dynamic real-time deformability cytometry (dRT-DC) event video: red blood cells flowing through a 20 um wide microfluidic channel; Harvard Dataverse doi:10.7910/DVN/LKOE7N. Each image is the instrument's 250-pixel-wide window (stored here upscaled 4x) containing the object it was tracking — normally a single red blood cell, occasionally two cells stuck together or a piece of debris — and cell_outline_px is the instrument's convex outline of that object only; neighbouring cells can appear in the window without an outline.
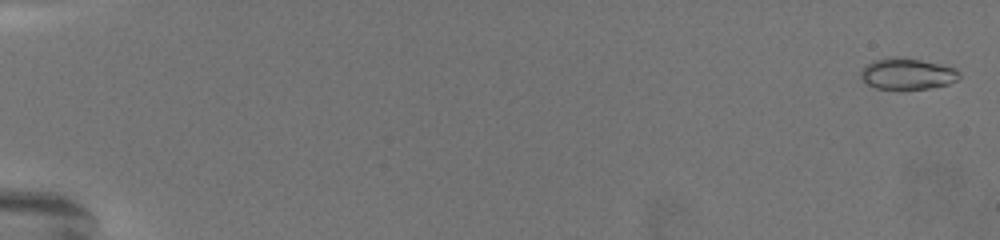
{"species": "common noctule bat (a hibernating species)", "species_latin": "Nyctalus noctula", "temperature_condition": "warm", "stored_images_in_passage": 73, "camera_frame_rate_fps": 3000, "um_per_image_px": 0.085, "animal": {"sex": "female", "body_mass_g": 19.5, "forearm_length_mm": 54.1}, "frame": {"image": 1, "passage_image": 2, "time_ms": 0.333, "image_size_px": [1000, 240], "cell_outline_px": [[960, 76], [956, 80], [948, 84], [928, 88], [900, 92], [876, 88], [868, 84], [860, 76], [860, 72], [868, 64], [876, 60], [888, 56], [900, 56], [940, 64], [956, 68], [960, 72]], "centroid_in_image_um": [77.12, 6.3], "position_along_channel_um": 7.9, "area_um2": 18.44}}
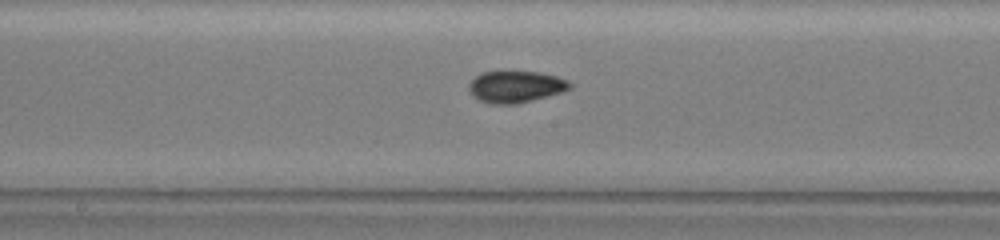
{"frame": {"image": 2, "passage_image": 42, "time_ms": 13.667, "image_size_px": [1000, 240], "cell_outline_px": [[572, 88], [548, 96], [516, 104], [488, 104], [472, 96], [468, 92], [468, 84], [480, 72], [540, 72], [556, 76], [568, 80], [572, 84]], "centroid_in_image_um": [43.81, 7.38], "position_along_channel_um": 204.4, "area_um2": 18.73}}
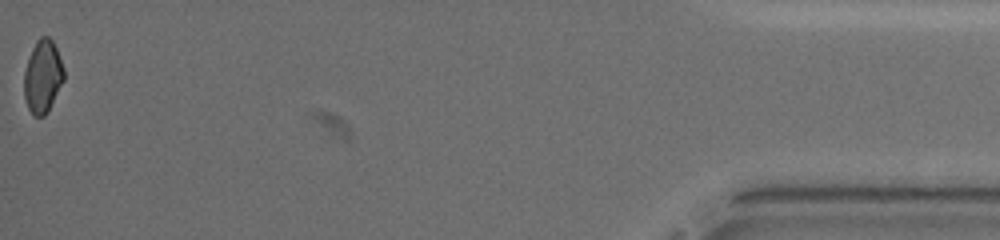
{"frame": {"image": 3, "passage_image": 73, "time_ms": 24.0, "image_size_px": [1000, 240], "cell_outline_px": [[64, 80], [48, 112], [44, 116], [36, 116], [28, 108], [24, 96], [24, 72], [32, 48], [36, 40], [40, 36], [48, 36], [52, 40], [56, 48], [64, 68]], "centroid_in_image_um": [3.64, 6.49], "position_along_channel_um": 431.6, "area_um2": 16.88}, "authors_computed_cell_mechanics": {"area_um2": 17.8602, "velocity_mm_per_s": 3.0247, "shape_relaxation_time_tau1_ms": 7.4612, "shape_relaxation_time_tau2_ms": 2.4528, "deformation_change_tau1": 0.1477, "deformation_change_tau2": 0.055}}